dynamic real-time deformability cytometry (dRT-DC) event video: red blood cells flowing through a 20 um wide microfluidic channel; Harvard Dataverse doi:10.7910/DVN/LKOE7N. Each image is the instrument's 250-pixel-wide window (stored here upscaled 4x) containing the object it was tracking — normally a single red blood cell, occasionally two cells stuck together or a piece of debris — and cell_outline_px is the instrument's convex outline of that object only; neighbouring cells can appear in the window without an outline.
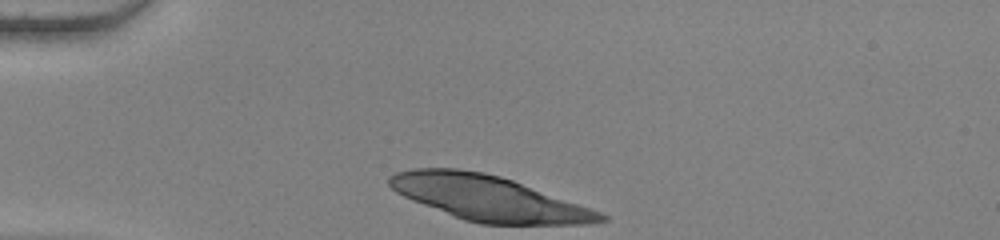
{"species": "human", "species_latin": "Homo sapiens", "temperature_condition": "warm", "stored_images_in_passage": 32, "camera_frame_rate_fps": 3000, "um_per_image_px": 0.085, "donor": {"sex": "female"}, "frame": {"image": 1, "passage_image": 1, "time_ms": 0.0, "image_size_px": [1000, 240], "cell_outline_px": [[608, 220], [588, 224], [480, 224], [464, 220], [412, 200], [396, 192], [388, 184], [388, 176], [396, 172], [412, 168], [456, 168], [484, 172], [500, 176], [512, 180], [600, 212], [608, 216]], "centroid_in_image_um": [41.48, 16.84], "position_along_channel_um": 43.5, "area_um2": 54.91}}